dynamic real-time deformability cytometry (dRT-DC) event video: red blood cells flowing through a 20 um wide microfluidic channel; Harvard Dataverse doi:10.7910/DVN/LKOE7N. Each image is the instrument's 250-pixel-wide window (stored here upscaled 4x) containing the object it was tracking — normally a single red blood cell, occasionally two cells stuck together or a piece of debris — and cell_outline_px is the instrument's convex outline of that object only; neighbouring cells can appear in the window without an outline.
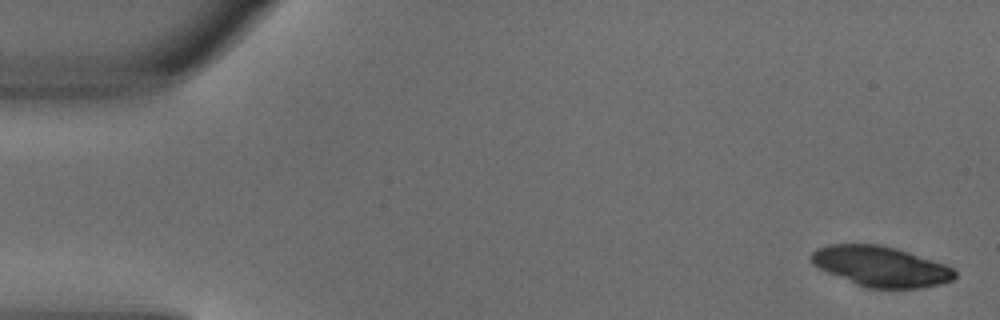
{"species": "common noctule bat (a hibernating species)", "species_latin": "Nyctalus noctula", "temperature_condition": "warm", "stored_images_in_passage": 4, "camera_frame_rate_fps": 3000, "um_per_image_px": 0.085, "animal": {"sex": "male", "body_mass_g": 18.8}, "frame": {"image": 1, "passage_image": 1, "time_ms": 0.0, "image_size_px": [1000, 320], "cell_outline_px": [[956, 276], [952, 280], [940, 284], [920, 288], [864, 288], [828, 272], [812, 264], [808, 256], [816, 248], [828, 244], [880, 244], [896, 248], [944, 264], [952, 268], [956, 272]], "centroid_in_image_um": [74.83, 22.64], "position_along_channel_um": 10.2, "area_um2": 33.7}}